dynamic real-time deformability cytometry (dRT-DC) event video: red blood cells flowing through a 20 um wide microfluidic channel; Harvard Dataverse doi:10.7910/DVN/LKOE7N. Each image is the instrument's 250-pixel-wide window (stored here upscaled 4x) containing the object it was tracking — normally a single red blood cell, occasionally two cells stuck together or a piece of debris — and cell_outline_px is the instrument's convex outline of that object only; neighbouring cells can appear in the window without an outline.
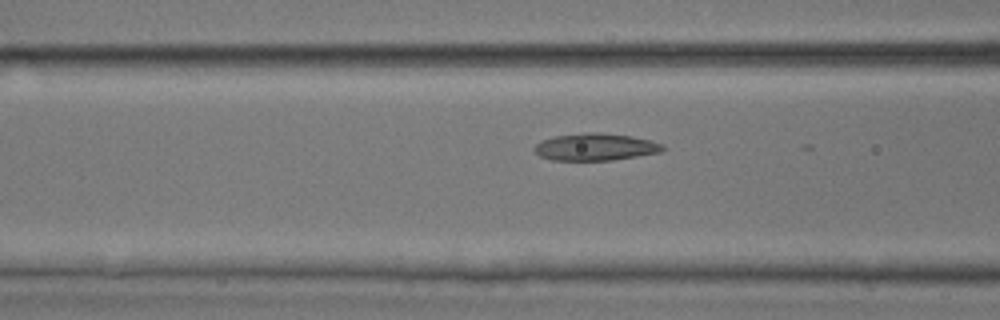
{"species": "common noctule bat (a hibernating species)", "species_latin": "Nyctalus noctula", "temperature_condition": "room temperature", "stored_images_in_passage": 12, "camera_frame_rate_fps": 3000, "um_per_image_px": 0.085, "animal": {"sex": "male", "body_mass_g": 17.9, "forearm_length_mm": 54.2}, "frame": {"image": 1, "passage_image": 7, "time_ms": 2.0, "image_size_px": [1000, 320], "cell_outline_px": [[668, 148], [664, 152], [612, 160], [552, 160], [540, 156], [532, 148], [540, 140], [556, 136], [588, 132], [600, 132], [632, 136], [652, 140], [664, 144]], "centroid_in_image_um": [50.68, 12.49], "position_along_channel_um": 115.9, "area_um2": 20.63}}
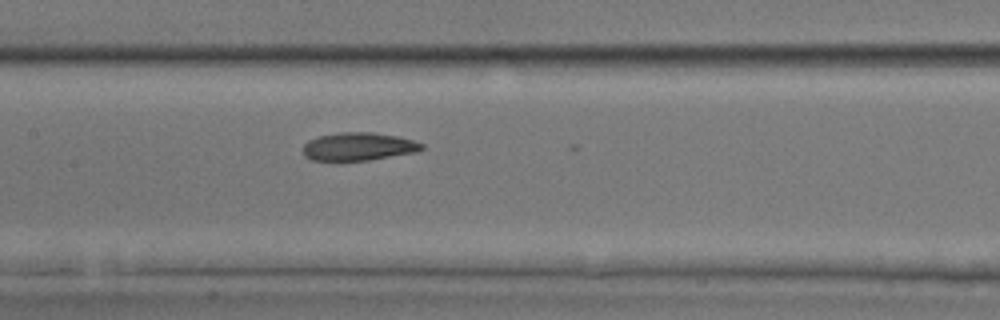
{"frame": {"image": 2, "passage_image": 11, "time_ms": 3.333, "image_size_px": [1000, 320], "cell_outline_px": [[424, 148], [416, 152], [368, 160], [312, 160], [304, 156], [304, 144], [308, 140], [320, 136], [340, 132], [372, 132], [396, 136], [412, 140], [424, 144]], "centroid_in_image_um": [30.47, 12.45], "position_along_channel_um": 176.9, "area_um2": 19.19}}